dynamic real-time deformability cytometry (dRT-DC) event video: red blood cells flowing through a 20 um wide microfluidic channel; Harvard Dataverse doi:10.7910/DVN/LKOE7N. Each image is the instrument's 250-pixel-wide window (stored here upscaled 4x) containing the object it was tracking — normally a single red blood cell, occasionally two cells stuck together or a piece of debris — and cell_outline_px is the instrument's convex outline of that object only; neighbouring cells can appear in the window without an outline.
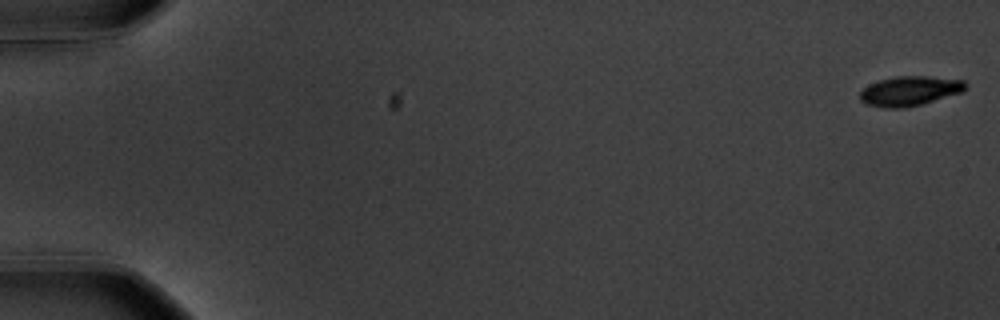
{"species": "common noctule bat (a hibernating species)", "species_latin": "Nyctalus noctula", "temperature_condition": "warm", "stored_images_in_passage": 58, "camera_frame_rate_fps": 3000, "um_per_image_px": 0.085, "animal": {"sex": "male", "body_mass_g": 20.1, "forearm_length_mm": 53.5}, "frame": {"image": 1, "passage_image": 1, "time_ms": 0.0, "image_size_px": [1000, 320], "cell_outline_px": [[968, 88], [964, 92], [920, 104], [904, 108], [884, 108], [864, 104], [860, 100], [860, 92], [864, 88], [880, 80], [896, 76], [928, 76], [964, 80], [968, 84]], "centroid_in_image_um": [77.37, 7.73], "position_along_channel_um": 7.6, "area_um2": 18.32}}
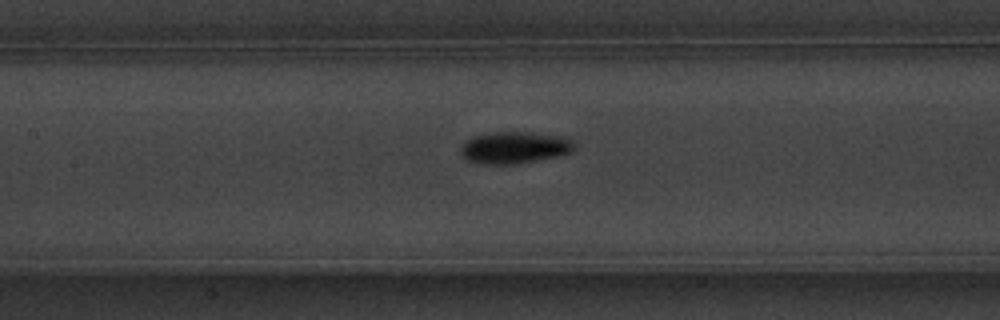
{"frame": {"image": 2, "passage_image": 28, "time_ms": 9.0, "image_size_px": [1000, 320], "cell_outline_px": [[576, 148], [572, 152], [564, 156], [516, 164], [484, 164], [468, 160], [460, 152], [460, 148], [472, 136], [496, 132], [524, 132], [560, 136], [572, 140], [576, 144]], "centroid_in_image_um": [43.81, 12.56], "position_along_channel_um": 163.6, "area_um2": 21.21}}
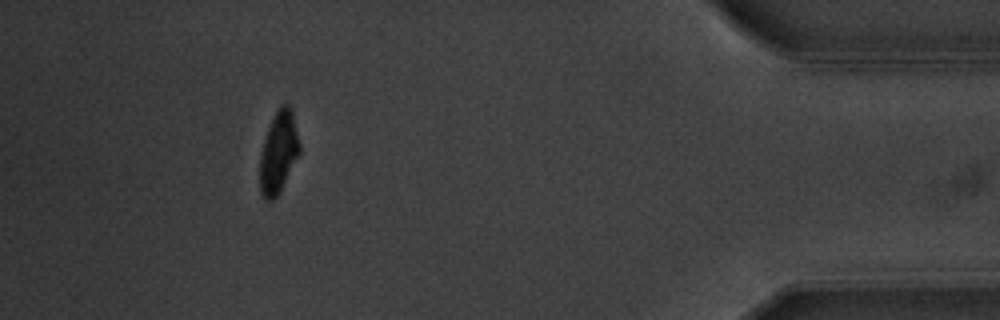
{"frame": {"image": 3, "passage_image": 53, "time_ms": 17.333, "image_size_px": [1000, 320], "cell_outline_px": [[300, 152], [280, 192], [272, 200], [264, 200], [260, 192], [260, 156], [264, 140], [268, 128], [280, 104], [288, 104], [292, 108], [300, 144]], "centroid_in_image_um": [23.68, 12.95], "position_along_channel_um": 411.5, "area_um2": 18.84}, "authors_computed_cell_mechanics": {"area_um2": 19.1318, "velocity_mm_per_s": 3.5802, "shape_relaxation_time_tau1_ms": 2.5489, "shape_relaxation_time_tau2_ms": 2.7174, "deformation_change_tau1": 0.1573, "deformation_change_tau2": 0.0607}}